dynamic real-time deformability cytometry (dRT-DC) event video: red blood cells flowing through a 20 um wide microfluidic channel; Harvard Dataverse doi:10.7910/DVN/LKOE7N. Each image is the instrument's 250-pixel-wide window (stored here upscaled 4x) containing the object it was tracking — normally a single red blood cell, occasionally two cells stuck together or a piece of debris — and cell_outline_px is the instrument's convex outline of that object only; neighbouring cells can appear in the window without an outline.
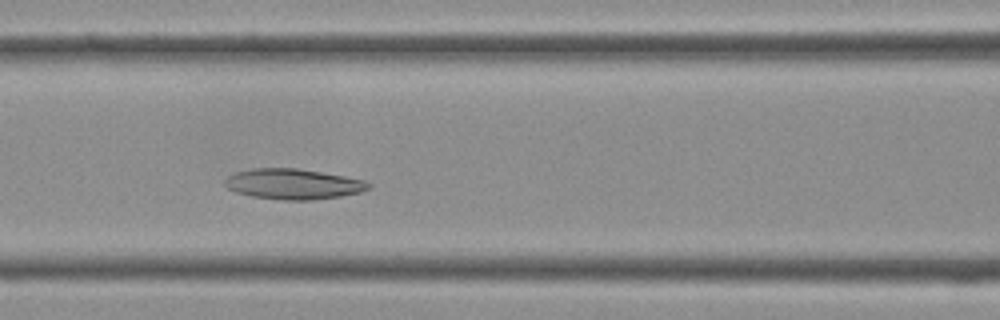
{"species": "Egyptian fruit bat (a non-hibernating species)", "species_latin": "Rousettus aegyptiacus", "temperature_condition": "cold", "stored_images_in_passage": 37, "camera_frame_rate_fps": 3000, "um_per_image_px": 0.085, "frame": {"image": 1, "passage_image": 14, "time_ms": 4.333, "image_size_px": [1000, 320], "cell_outline_px": [[372, 188], [360, 192], [340, 196], [312, 200], [280, 200], [252, 196], [236, 192], [228, 188], [224, 184], [224, 180], [228, 176], [236, 172], [252, 168], [296, 168], [344, 176], [364, 180], [372, 184]], "centroid_in_image_um": [24.92, 15.64], "position_along_channel_um": 141.7, "area_um2": 25.49}}
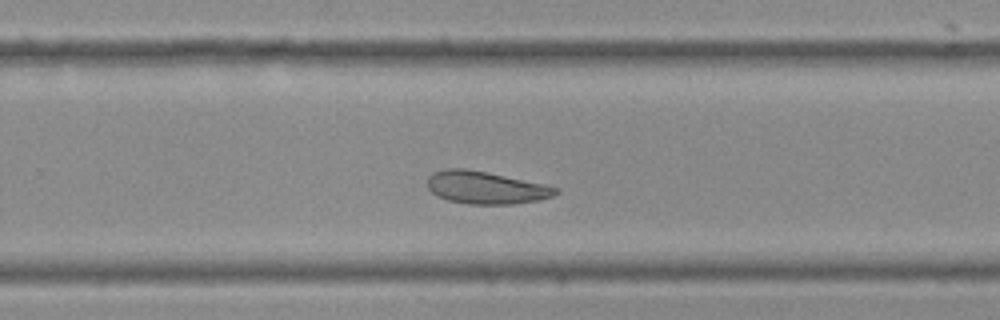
{"frame": {"image": 2, "passage_image": 23, "time_ms": 7.333, "image_size_px": [1000, 320], "cell_outline_px": [[560, 192], [552, 196], [540, 200], [512, 204], [468, 204], [448, 200], [432, 192], [428, 188], [428, 176], [432, 172], [448, 168], [464, 168], [544, 184], [560, 188]], "centroid_in_image_um": [41.3, 15.95], "position_along_channel_um": 288.5, "area_um2": 24.1}}
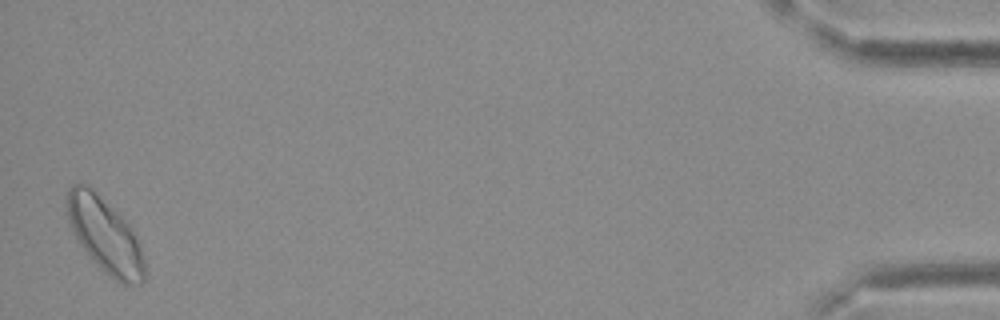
{"frame": {"image": 3, "passage_image": 37, "time_ms": 12.0, "image_size_px": [1000, 320], "cell_outline_px": [[148, 276], [144, 284], [120, 284], [104, 272], [100, 268], [84, 248], [72, 232], [68, 220], [68, 188], [72, 184], [88, 184], [128, 224], [140, 244], [148, 272]], "centroid_in_image_um": [8.98, 20.07], "position_along_channel_um": 426.2, "area_um2": 33.64}}